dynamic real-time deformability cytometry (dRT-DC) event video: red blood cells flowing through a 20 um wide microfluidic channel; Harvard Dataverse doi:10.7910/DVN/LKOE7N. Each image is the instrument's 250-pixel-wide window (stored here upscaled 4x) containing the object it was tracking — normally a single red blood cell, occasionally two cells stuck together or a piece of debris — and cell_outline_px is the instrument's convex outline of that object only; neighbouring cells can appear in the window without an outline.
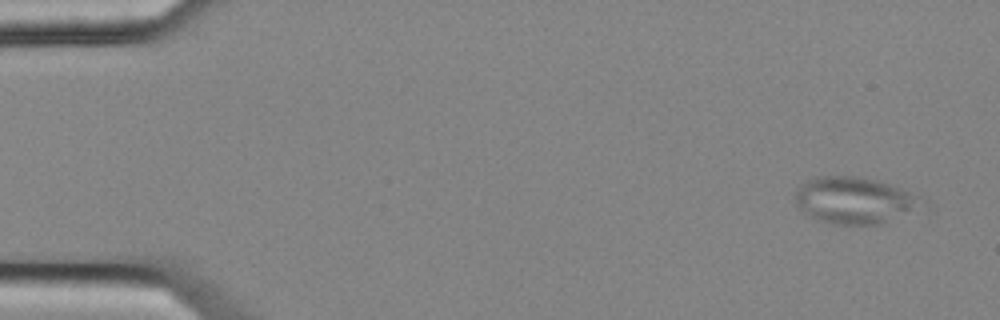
{"species": "common noctule bat (a hibernating species)", "species_latin": "Nyctalus noctula", "temperature_condition": "cold", "stored_images_in_passage": 5, "camera_frame_rate_fps": 3000, "um_per_image_px": 0.085, "animal": {"sex": "female", "body_mass_g": 25.1}, "frame": {"image": 1, "passage_image": 1, "time_ms": 0.0, "image_size_px": [1000, 320], "cell_outline_px": [[928, 208], [880, 224], [832, 224], [820, 220], [804, 212], [796, 204], [796, 188], [800, 184], [816, 176], [856, 176], [876, 180], [900, 188], [920, 196], [928, 200]], "centroid_in_image_um": [72.75, 17.03], "position_along_channel_um": 12.3, "area_um2": 34.97}}